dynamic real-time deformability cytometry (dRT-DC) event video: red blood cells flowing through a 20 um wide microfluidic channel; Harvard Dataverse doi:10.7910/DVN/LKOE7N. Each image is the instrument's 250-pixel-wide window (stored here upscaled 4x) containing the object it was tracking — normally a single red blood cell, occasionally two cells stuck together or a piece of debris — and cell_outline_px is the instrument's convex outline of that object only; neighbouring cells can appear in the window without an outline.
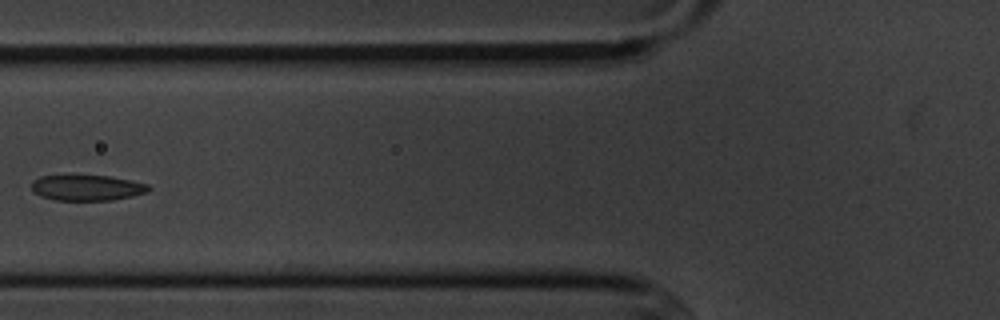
{"species": "common noctule bat (a hibernating species)", "species_latin": "Nyctalus noctula", "temperature_condition": "cold", "stored_images_in_passage": 6, "camera_frame_rate_fps": 3000, "um_per_image_px": 0.085, "animal": {"sex": "male", "body_mass_g": 20.1, "forearm_length_mm": 53.5}, "frame": {"image": 1, "passage_image": 5, "time_ms": 4.667, "image_size_px": [1000, 320], "cell_outline_px": [[152, 188], [148, 192], [132, 196], [112, 200], [56, 200], [40, 196], [32, 192], [32, 180], [40, 176], [108, 176], [132, 180], [148, 184]], "centroid_in_image_um": [7.41, 15.96], "position_along_channel_um": 118.4, "area_um2": 17.51}}
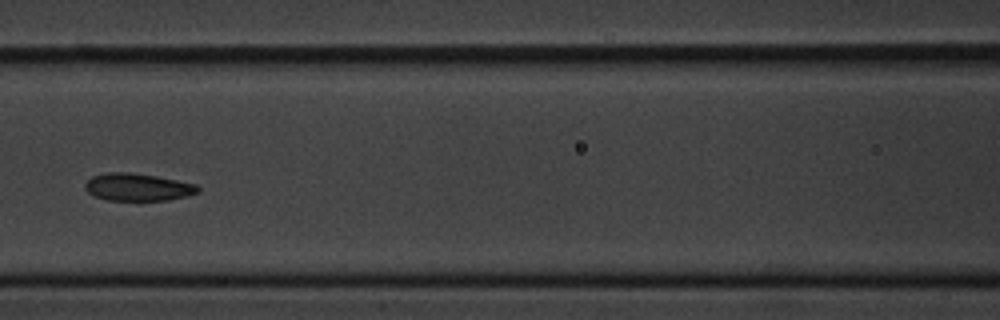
{"frame": {"image": 2, "passage_image": 6, "time_ms": 5.667, "image_size_px": [1000, 320], "cell_outline_px": [[200, 192], [188, 196], [168, 200], [108, 200], [92, 196], [84, 188], [84, 184], [92, 176], [108, 172], [128, 172], [156, 176], [196, 184], [200, 188]], "centroid_in_image_um": [11.7, 15.91], "position_along_channel_um": 154.9, "area_um2": 18.15}}